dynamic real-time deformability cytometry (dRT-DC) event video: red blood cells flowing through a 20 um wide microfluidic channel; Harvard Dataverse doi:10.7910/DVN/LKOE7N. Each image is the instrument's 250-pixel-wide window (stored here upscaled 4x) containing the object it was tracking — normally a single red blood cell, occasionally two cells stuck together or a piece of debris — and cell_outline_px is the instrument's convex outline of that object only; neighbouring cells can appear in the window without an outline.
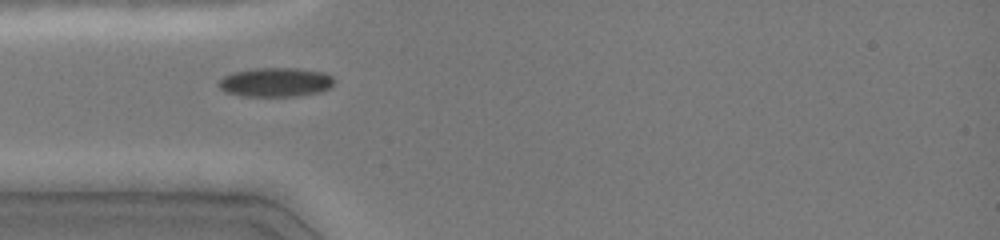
{"species": "common noctule bat (a hibernating species)", "species_latin": "Nyctalus noctula", "temperature_condition": "cold", "stored_images_in_passage": 34, "camera_frame_rate_fps": 3000, "um_per_image_px": 0.085, "animal": {"sex": "female", "body_mass_g": 19.0, "forearm_length_mm": 51.5}, "frame": {"image": 1, "passage_image": 1, "time_ms": 0.0, "image_size_px": [1000, 240], "cell_outline_px": [[332, 84], [328, 88], [320, 92], [296, 96], [240, 96], [224, 92], [216, 84], [224, 76], [232, 72], [252, 68], [296, 68], [324, 72], [332, 76]], "centroid_in_image_um": [23.37, 6.99], "position_along_channel_um": 61.6, "area_um2": 19.71}}
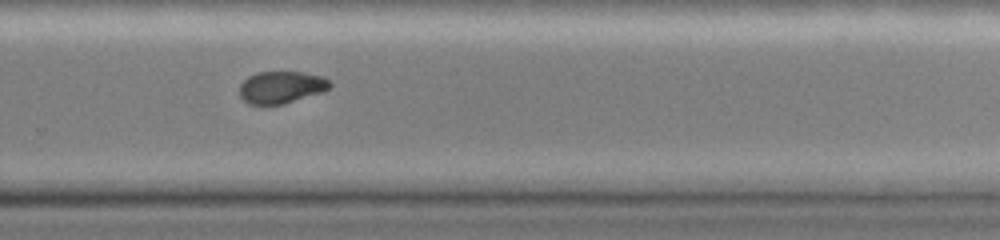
{"frame": {"image": 2, "passage_image": 19, "time_ms": 6.0, "image_size_px": [1000, 240], "cell_outline_px": [[332, 84], [328, 88], [320, 92], [280, 104], [248, 104], [240, 96], [240, 84], [248, 76], [256, 72], [304, 72], [324, 76]], "centroid_in_image_um": [23.88, 7.39], "position_along_channel_um": 305.9, "area_um2": 16.65}}
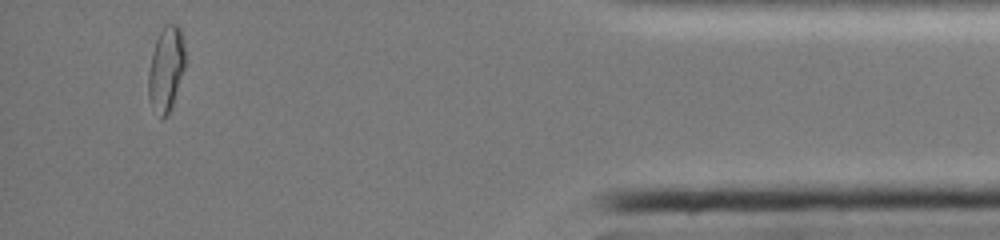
{"frame": {"image": 3, "passage_image": 31, "time_ms": 10.0, "image_size_px": [1000, 240], "cell_outline_px": [[184, 68], [168, 116], [160, 116], [152, 104], [148, 96], [148, 72], [152, 52], [156, 40], [164, 24], [176, 24], [180, 28], [184, 44]], "centroid_in_image_um": [14.1, 5.81], "position_along_channel_um": 421.1, "area_um2": 17.74}, "authors_computed_cell_mechanics": {"area_um2": 18.2648, "velocity_mm_per_s": 4.075, "shape_relaxation_time_tau1_ms": null, "shape_relaxation_time_tau2_ms": 1.9332, "deformation_change_tau1": null, "deformation_change_tau2": 0.0414}}